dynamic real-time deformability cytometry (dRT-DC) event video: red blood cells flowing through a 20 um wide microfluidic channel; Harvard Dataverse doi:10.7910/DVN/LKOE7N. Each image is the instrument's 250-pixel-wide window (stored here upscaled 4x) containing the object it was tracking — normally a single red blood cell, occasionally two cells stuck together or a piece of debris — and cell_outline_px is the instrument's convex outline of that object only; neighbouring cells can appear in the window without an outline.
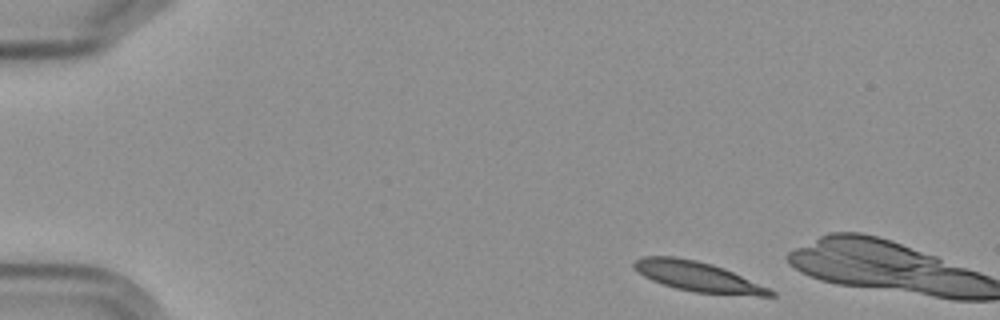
{"species": "Egyptian fruit bat (a non-hibernating species)", "species_latin": "Rousettus aegyptiacus", "temperature_condition": "cold", "stored_images_in_passage": 4, "camera_frame_rate_fps": 3000, "um_per_image_px": 0.085, "frame": {"image": 1, "passage_image": 1, "time_ms": 0.0, "image_size_px": [1000, 320], "cell_outline_px": [[776, 296], [756, 296], [692, 292], [676, 288], [652, 280], [644, 276], [632, 264], [632, 260], [644, 256], [676, 256], [696, 260], [712, 264], [724, 268], [768, 288], [776, 292]], "centroid_in_image_um": [59.31, 23.5], "position_along_channel_um": 25.7, "area_um2": 23.64}}